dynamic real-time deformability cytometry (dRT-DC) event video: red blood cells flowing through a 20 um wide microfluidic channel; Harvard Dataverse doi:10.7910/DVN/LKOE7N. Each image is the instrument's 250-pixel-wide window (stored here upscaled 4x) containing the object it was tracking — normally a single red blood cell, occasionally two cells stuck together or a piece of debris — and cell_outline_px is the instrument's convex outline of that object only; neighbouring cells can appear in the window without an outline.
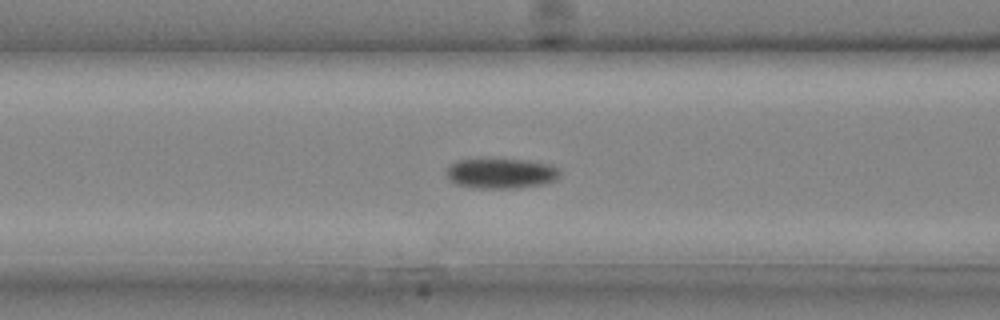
{"species": "common noctule bat (a hibernating species)", "species_latin": "Nyctalus noctula", "temperature_condition": "cold", "stored_images_in_passage": 27, "camera_frame_rate_fps": 3000, "um_per_image_px": 0.085, "animal": {"sex": "male", "body_mass_g": 20.4}, "frame": {"image": 1, "passage_image": 11, "time_ms": 3.333, "image_size_px": [1000, 320], "cell_outline_px": [[560, 176], [556, 180], [544, 184], [516, 188], [472, 188], [456, 184], [448, 176], [448, 168], [452, 164], [460, 160], [480, 156], [524, 160], [548, 164], [560, 168]], "centroid_in_image_um": [42.61, 14.7], "position_along_channel_um": 124.0, "area_um2": 20.52}}
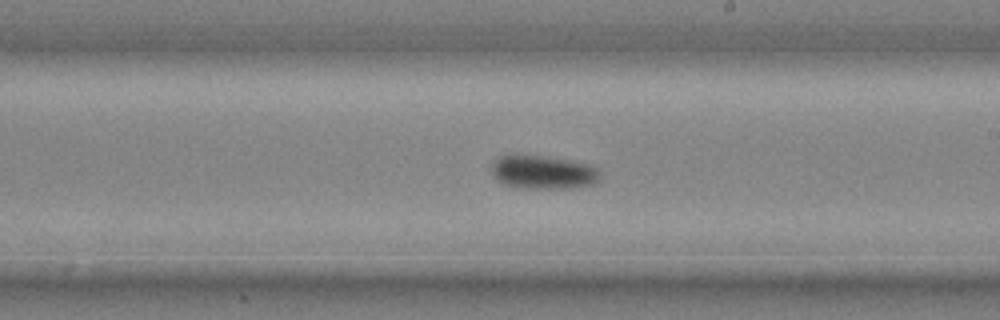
{"frame": {"image": 2, "passage_image": 17, "time_ms": 5.333, "image_size_px": [1000, 320], "cell_outline_px": [[600, 180], [596, 184], [572, 188], [524, 188], [504, 184], [492, 172], [492, 164], [500, 156], [540, 156], [568, 160], [592, 164], [600, 172]], "centroid_in_image_um": [46.26, 14.66], "position_along_channel_um": 242.7, "area_um2": 20.92}}
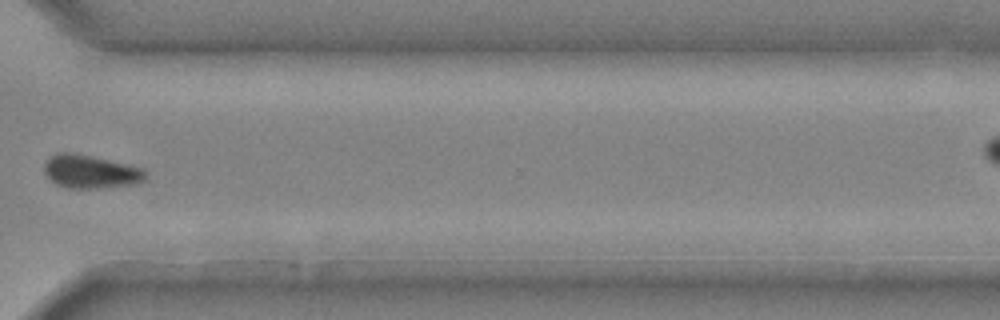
{"frame": {"image": 3, "passage_image": 23, "time_ms": 7.333, "image_size_px": [1000, 320], "cell_outline_px": [[148, 176], [144, 180], [136, 184], [100, 188], [68, 188], [56, 184], [44, 172], [44, 160], [56, 152], [72, 152], [144, 168], [148, 172]], "centroid_in_image_um": [7.7, 14.58], "position_along_channel_um": 362.9, "area_um2": 19.83}}